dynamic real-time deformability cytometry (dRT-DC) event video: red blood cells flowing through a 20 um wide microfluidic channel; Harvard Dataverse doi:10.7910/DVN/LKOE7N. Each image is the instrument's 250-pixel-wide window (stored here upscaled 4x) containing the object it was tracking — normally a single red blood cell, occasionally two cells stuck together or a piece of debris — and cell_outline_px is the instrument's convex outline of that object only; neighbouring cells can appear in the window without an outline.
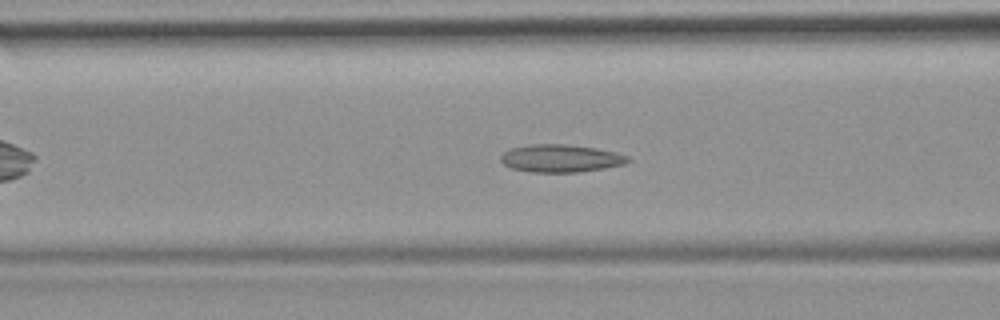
{"species": "common noctule bat (a hibernating species)", "species_latin": "Nyctalus noctula", "temperature_condition": "room temperature", "stored_images_in_passage": 44, "camera_frame_rate_fps": 3000, "um_per_image_px": 0.085, "animal": {"sex": "female", "body_mass_g": 19.9}, "frame": {"image": 1, "passage_image": 13, "time_ms": 4.0, "image_size_px": [1000, 320], "cell_outline_px": [[632, 160], [624, 164], [604, 168], [580, 172], [532, 172], [512, 168], [504, 164], [500, 160], [500, 156], [508, 148], [532, 144], [564, 144], [596, 148], [616, 152], [628, 156]], "centroid_in_image_um": [47.66, 13.45], "position_along_channel_um": 118.9, "area_um2": 20.58}, "authors_computed_cell_mechanics": {"area_um2": 19.9988, "velocity_mm_per_s": 3.9203, "shape_relaxation_time_tau1_ms": null, "shape_relaxation_time_tau2_ms": 2.2268, "deformation_change_tau1": null, "deformation_change_tau2": 0.0766}}